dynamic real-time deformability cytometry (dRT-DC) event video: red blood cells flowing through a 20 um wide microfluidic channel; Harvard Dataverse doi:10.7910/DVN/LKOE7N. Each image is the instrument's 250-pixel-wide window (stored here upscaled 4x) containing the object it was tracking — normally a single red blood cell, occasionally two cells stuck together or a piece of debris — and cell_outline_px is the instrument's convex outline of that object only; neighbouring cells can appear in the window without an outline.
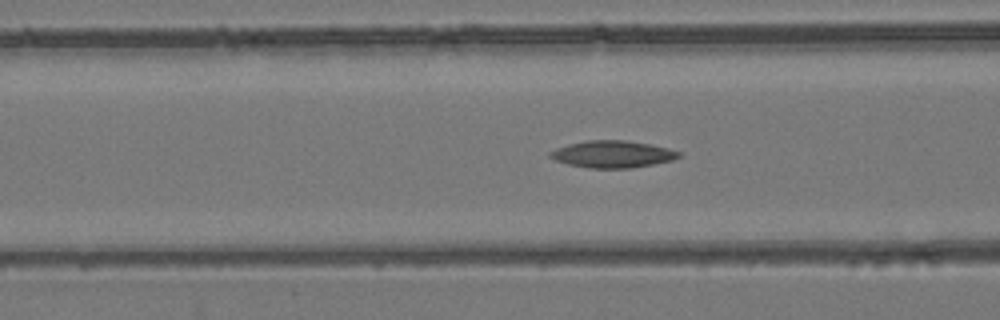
{"species": "common noctule bat (a hibernating species)", "species_latin": "Nyctalus noctula", "temperature_condition": "room temperature", "stored_images_in_passage": 52, "camera_frame_rate_fps": 3000, "um_per_image_px": 0.085, "animal": {"sex": "female", "body_mass_g": 24.6, "forearm_length_mm": 56.2}, "frame": {"image": 1, "passage_image": 20, "time_ms": 6.333, "image_size_px": [1000, 320], "cell_outline_px": [[680, 156], [672, 160], [632, 168], [588, 168], [568, 164], [556, 160], [548, 156], [548, 152], [556, 148], [568, 144], [588, 140], [628, 140], [652, 144], [668, 148], [680, 152]], "centroid_in_image_um": [52.05, 13.1], "position_along_channel_um": 114.5, "area_um2": 20.29}}
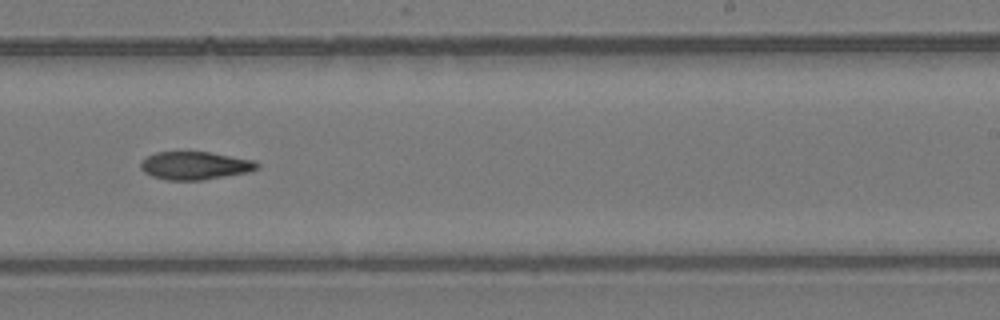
{"frame": {"image": 2, "passage_image": 32, "time_ms": 10.333, "image_size_px": [1000, 320], "cell_outline_px": [[260, 168], [248, 172], [204, 180], [164, 180], [152, 176], [144, 172], [140, 168], [140, 164], [148, 156], [156, 152], [208, 152], [252, 160], [260, 164]], "centroid_in_image_um": [16.57, 14.09], "position_along_channel_um": 272.4, "area_um2": 18.9}}
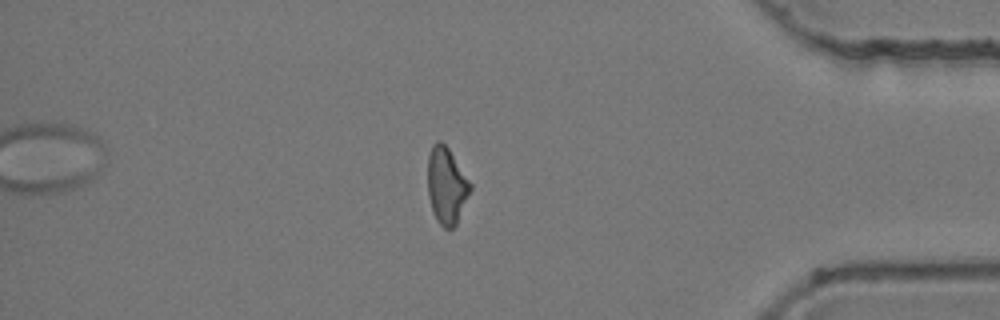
{"frame": {"image": 3, "passage_image": 44, "time_ms": 14.333, "image_size_px": [1000, 320], "cell_outline_px": [[472, 188], [456, 224], [452, 228], [444, 228], [436, 220], [432, 212], [428, 196], [428, 156], [432, 144], [436, 140], [440, 140], [448, 148], [472, 184]], "centroid_in_image_um": [37.94, 15.77], "position_along_channel_um": 397.3, "area_um2": 19.02}}